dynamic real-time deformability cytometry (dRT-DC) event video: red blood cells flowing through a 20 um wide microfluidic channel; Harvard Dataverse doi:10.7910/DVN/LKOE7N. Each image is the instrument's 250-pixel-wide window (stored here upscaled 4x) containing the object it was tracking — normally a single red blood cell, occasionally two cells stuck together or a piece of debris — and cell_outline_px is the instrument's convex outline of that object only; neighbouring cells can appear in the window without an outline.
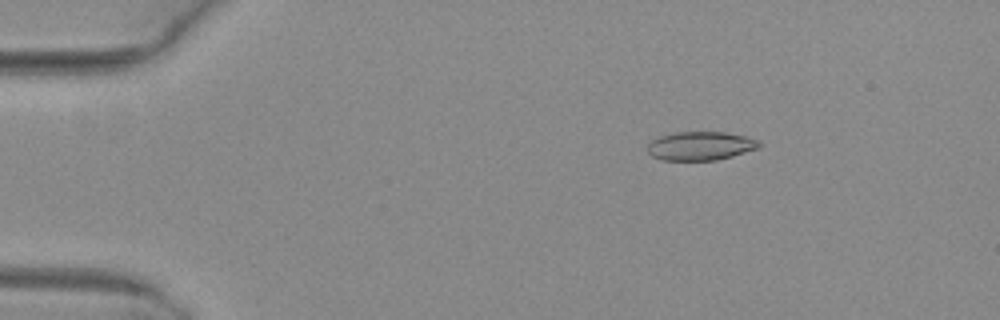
{"species": "common noctule bat (a hibernating species)", "species_latin": "Nyctalus noctula", "temperature_condition": "warm", "stored_images_in_passage": 52, "camera_frame_rate_fps": 3000, "um_per_image_px": 0.085, "animal": {"sex": "female", "body_mass_g": 29.2, "forearm_length_mm": 56.3}, "frame": {"image": 1, "passage_image": 9, "time_ms": 2.667, "image_size_px": [1000, 320], "cell_outline_px": [[760, 148], [732, 156], [716, 160], [660, 160], [652, 156], [648, 152], [648, 144], [652, 140], [660, 136], [676, 132], [724, 132], [744, 136], [756, 140], [760, 144]], "centroid_in_image_um": [59.52, 12.41], "position_along_channel_um": 25.5, "area_um2": 18.55}}
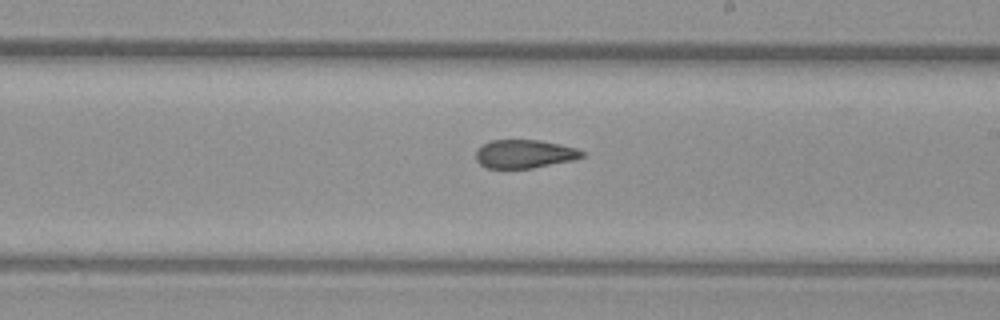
{"frame": {"image": 2, "passage_image": 31, "time_ms": 10.0, "image_size_px": [1000, 320], "cell_outline_px": [[584, 156], [576, 160], [532, 168], [488, 168], [480, 164], [476, 160], [476, 152], [484, 144], [492, 140], [540, 140], [560, 144], [576, 148], [584, 152]], "centroid_in_image_um": [44.62, 13.09], "position_along_channel_um": 244.4, "area_um2": 17.57}}
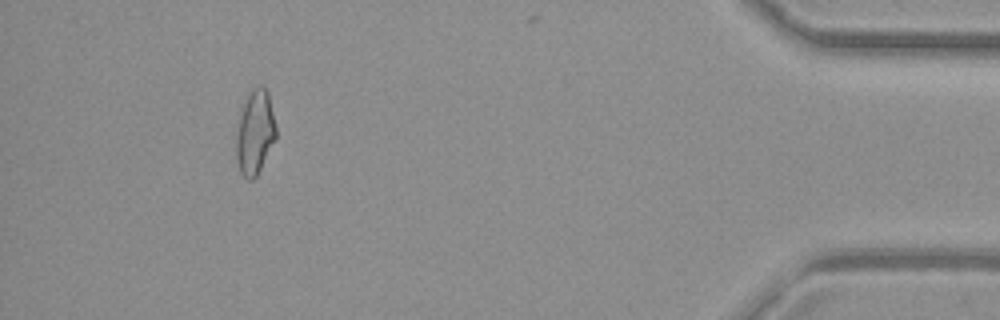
{"frame": {"image": 3, "passage_image": 48, "time_ms": 15.667, "image_size_px": [1000, 320], "cell_outline_px": [[276, 136], [256, 176], [252, 180], [248, 180], [240, 172], [236, 160], [236, 132], [240, 116], [248, 92], [252, 88], [260, 84], [268, 92], [276, 128]], "centroid_in_image_um": [21.65, 11.23], "position_along_channel_um": 413.5, "area_um2": 19.25}, "authors_computed_cell_mechanics": {"area_um2": 19.0162, "velocity_mm_per_s": 4.0836, "shape_relaxation_time_tau1_ms": 10.5025, "shape_relaxation_time_tau2_ms": 2.6316, "deformation_change_tau1": 0.2497, "deformation_change_tau2": 0.1022}}